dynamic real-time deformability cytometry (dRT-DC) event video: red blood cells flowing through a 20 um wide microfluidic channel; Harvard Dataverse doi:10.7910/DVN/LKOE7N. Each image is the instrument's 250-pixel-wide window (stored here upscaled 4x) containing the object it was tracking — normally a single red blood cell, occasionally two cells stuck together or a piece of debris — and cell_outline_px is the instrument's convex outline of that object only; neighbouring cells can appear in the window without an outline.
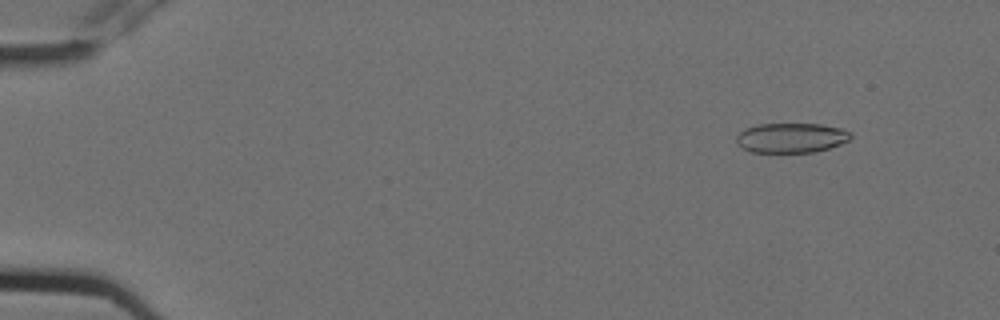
{"species": "Egyptian fruit bat (a non-hibernating species)", "species_latin": "Rousettus aegyptiacus", "temperature_condition": "cold", "stored_images_in_passage": 9, "camera_frame_rate_fps": 3000, "um_per_image_px": 0.085, "animal": {"sex": "female"}, "frame": {"image": 1, "passage_image": 2, "time_ms": 0.333, "image_size_px": [1000, 320], "cell_outline_px": [[852, 136], [848, 140], [840, 144], [816, 152], [748, 152], [736, 144], [736, 136], [744, 128], [760, 124], [820, 124], [840, 128], [852, 132]], "centroid_in_image_um": [67.22, 11.72], "position_along_channel_um": 17.8, "area_um2": 19.94}}
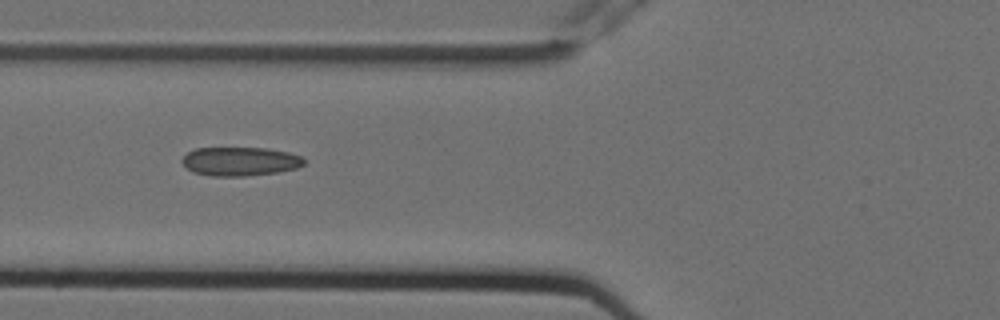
{"frame": {"image": 2, "passage_image": 7, "time_ms": 2.0, "image_size_px": [1000, 320], "cell_outline_px": [[304, 164], [296, 168], [276, 172], [244, 176], [212, 176], [192, 172], [180, 160], [188, 152], [196, 148], [268, 148], [288, 152], [300, 156], [304, 160]], "centroid_in_image_um": [20.38, 13.71], "position_along_channel_um": 105.4, "area_um2": 20.35}}
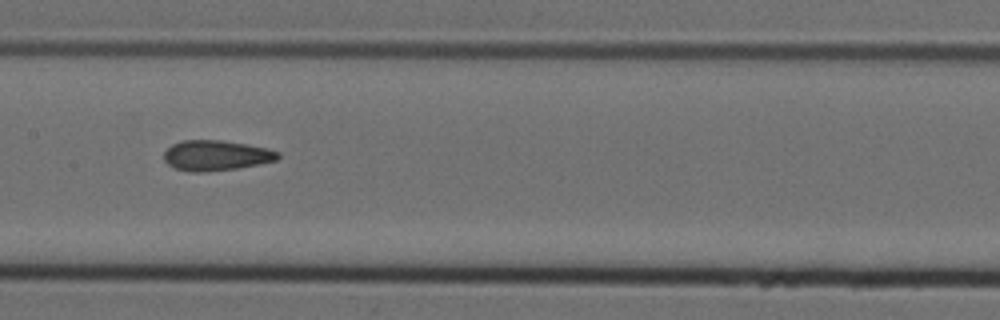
{"frame": {"image": 3, "passage_image": 9, "time_ms": 2.667, "image_size_px": [1000, 320], "cell_outline_px": [[280, 156], [276, 160], [236, 168], [204, 172], [188, 172], [176, 168], [168, 164], [164, 160], [164, 152], [172, 144], [180, 140], [220, 140], [268, 148], [280, 152]], "centroid_in_image_um": [18.34, 13.21], "position_along_channel_um": 189.1, "area_um2": 20.0}}